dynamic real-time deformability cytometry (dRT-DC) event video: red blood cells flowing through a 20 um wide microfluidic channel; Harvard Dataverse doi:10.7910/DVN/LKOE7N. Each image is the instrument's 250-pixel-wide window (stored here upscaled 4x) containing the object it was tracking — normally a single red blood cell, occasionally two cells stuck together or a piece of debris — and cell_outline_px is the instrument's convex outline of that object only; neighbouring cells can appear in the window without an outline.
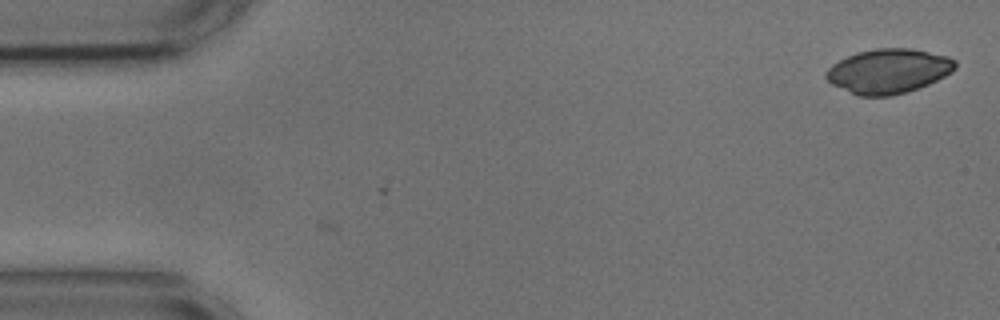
{"species": "common noctule bat (a hibernating species)", "species_latin": "Nyctalus noctula", "temperature_condition": "cold", "stored_images_in_passage": 6, "camera_frame_rate_fps": 3000, "um_per_image_px": 0.085, "animal": {"sex": "male", "body_mass_g": 17.9, "forearm_length_mm": 54.2}, "frame": {"image": 1, "passage_image": 6, "time_ms": 1.667, "image_size_px": [1000, 320], "cell_outline_px": [[956, 68], [952, 72], [920, 88], [892, 96], [856, 96], [832, 84], [824, 76], [828, 68], [832, 64], [856, 52], [876, 48], [912, 48], [948, 56], [956, 60]], "centroid_in_image_um": [75.52, 6.04], "position_along_channel_um": 9.5, "area_um2": 33.7}}